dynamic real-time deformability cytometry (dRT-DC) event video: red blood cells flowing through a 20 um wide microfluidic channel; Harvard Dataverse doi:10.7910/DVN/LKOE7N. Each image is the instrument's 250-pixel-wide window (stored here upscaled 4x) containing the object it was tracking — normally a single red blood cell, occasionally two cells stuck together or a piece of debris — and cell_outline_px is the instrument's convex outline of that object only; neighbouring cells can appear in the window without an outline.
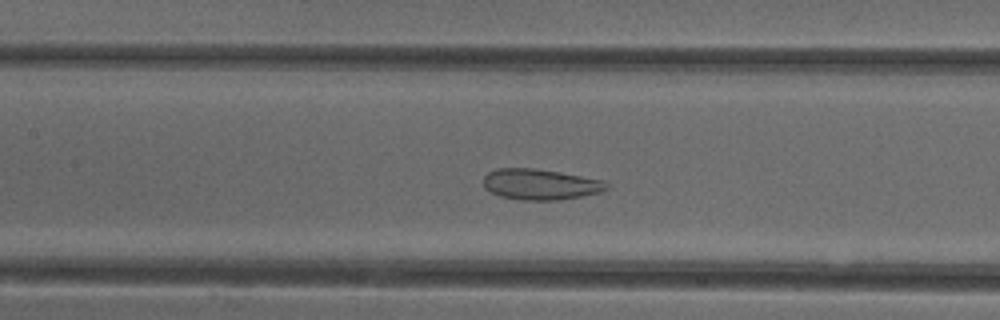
{"species": "common noctule bat (a hibernating species)", "species_latin": "Nyctalus noctula", "temperature_condition": "cold", "stored_images_in_passage": 48, "camera_frame_rate_fps": 3000, "um_per_image_px": 0.085, "animal": {"sex": "female"}, "frame": {"image": 1, "passage_image": 20, "time_ms": 6.333, "image_size_px": [1000, 320], "cell_outline_px": [[608, 188], [600, 192], [560, 200], [520, 200], [500, 196], [484, 188], [484, 176], [488, 172], [496, 168], [532, 168], [560, 172], [604, 180], [608, 184]], "centroid_in_image_um": [45.92, 15.66], "position_along_channel_um": 161.5, "area_um2": 22.08}}
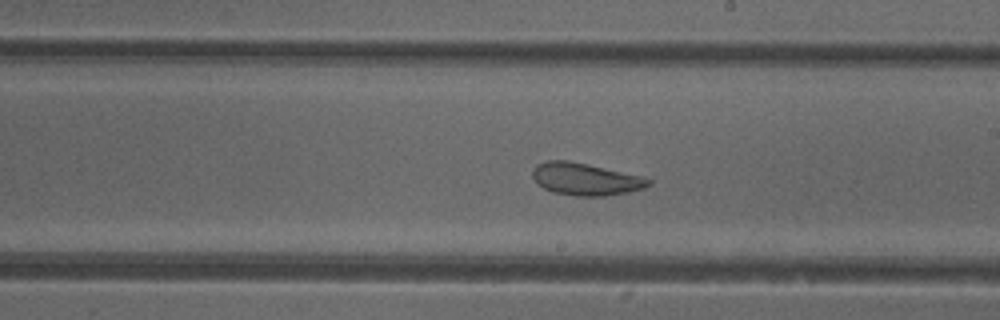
{"frame": {"image": 2, "passage_image": 26, "time_ms": 8.333, "image_size_px": [1000, 320], "cell_outline_px": [[652, 184], [644, 188], [628, 192], [604, 196], [576, 196], [552, 192], [544, 188], [532, 176], [532, 172], [536, 164], [548, 160], [568, 160], [588, 164], [640, 176], [652, 180]], "centroid_in_image_um": [49.77, 15.22], "position_along_channel_um": 239.2, "area_um2": 21.68}}
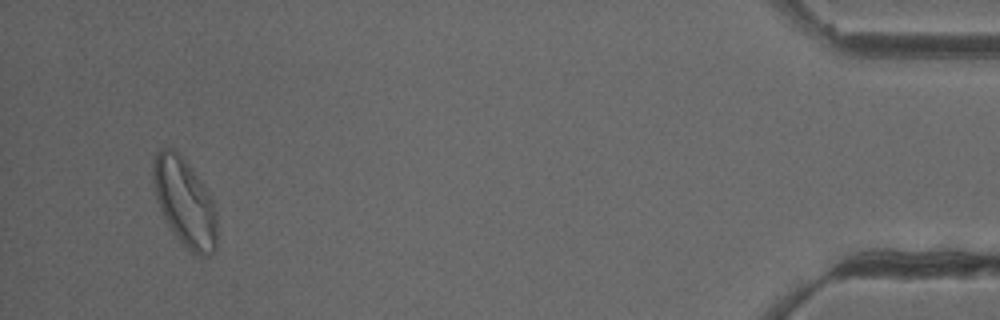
{"frame": {"image": 3, "passage_image": 46, "time_ms": 15.0, "image_size_px": [1000, 320], "cell_outline_px": [[216, 252], [200, 260], [188, 252], [184, 248], [172, 232], [160, 208], [152, 184], [152, 160], [156, 152], [160, 148], [172, 148], [192, 168], [208, 192], [212, 200], [216, 212]], "centroid_in_image_um": [15.7, 17.27], "position_along_channel_um": 419.5, "area_um2": 33.29}, "authors_computed_cell_mechanics": {"area_um2": 27.0215, "velocity_mm_per_s": 3.9027, "shape_relaxation_time_tau1_ms": null, "shape_relaxation_time_tau2_ms": 1.9616, "deformation_change_tau1": null, "deformation_change_tau2": 0.0951}}